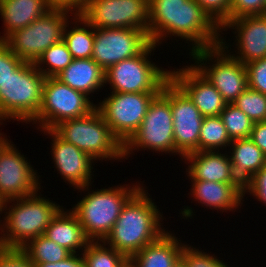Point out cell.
<instances>
[{"mask_svg":"<svg viewBox=\"0 0 266 267\" xmlns=\"http://www.w3.org/2000/svg\"><path fill=\"white\" fill-rule=\"evenodd\" d=\"M51 136V157L55 169L61 178L74 189L91 185L95 160L73 144L67 143L58 137L51 129L38 130ZM93 164V165H92ZM67 181V182H66Z\"/></svg>","mask_w":266,"mask_h":267,"instance_id":"18","label":"cell"},{"mask_svg":"<svg viewBox=\"0 0 266 267\" xmlns=\"http://www.w3.org/2000/svg\"><path fill=\"white\" fill-rule=\"evenodd\" d=\"M209 17L221 28L230 20L231 0H195Z\"/></svg>","mask_w":266,"mask_h":267,"instance_id":"35","label":"cell"},{"mask_svg":"<svg viewBox=\"0 0 266 267\" xmlns=\"http://www.w3.org/2000/svg\"><path fill=\"white\" fill-rule=\"evenodd\" d=\"M51 9L50 0H0V16L5 27L4 34H0V41H5Z\"/></svg>","mask_w":266,"mask_h":267,"instance_id":"22","label":"cell"},{"mask_svg":"<svg viewBox=\"0 0 266 267\" xmlns=\"http://www.w3.org/2000/svg\"><path fill=\"white\" fill-rule=\"evenodd\" d=\"M188 55L194 62L192 65L219 91L228 104L233 103L248 87L245 64L231 56L221 45L199 49Z\"/></svg>","mask_w":266,"mask_h":267,"instance_id":"9","label":"cell"},{"mask_svg":"<svg viewBox=\"0 0 266 267\" xmlns=\"http://www.w3.org/2000/svg\"><path fill=\"white\" fill-rule=\"evenodd\" d=\"M35 267H85L82 254H71L66 259L55 263H33Z\"/></svg>","mask_w":266,"mask_h":267,"instance_id":"42","label":"cell"},{"mask_svg":"<svg viewBox=\"0 0 266 267\" xmlns=\"http://www.w3.org/2000/svg\"><path fill=\"white\" fill-rule=\"evenodd\" d=\"M243 196L250 194L266 206V165L254 174L244 185Z\"/></svg>","mask_w":266,"mask_h":267,"instance_id":"40","label":"cell"},{"mask_svg":"<svg viewBox=\"0 0 266 267\" xmlns=\"http://www.w3.org/2000/svg\"><path fill=\"white\" fill-rule=\"evenodd\" d=\"M185 242L180 257L185 261L186 267H231L224 260L217 258L211 252H204ZM224 261V262H223Z\"/></svg>","mask_w":266,"mask_h":267,"instance_id":"34","label":"cell"},{"mask_svg":"<svg viewBox=\"0 0 266 267\" xmlns=\"http://www.w3.org/2000/svg\"><path fill=\"white\" fill-rule=\"evenodd\" d=\"M0 267H35L21 248L0 247Z\"/></svg>","mask_w":266,"mask_h":267,"instance_id":"39","label":"cell"},{"mask_svg":"<svg viewBox=\"0 0 266 267\" xmlns=\"http://www.w3.org/2000/svg\"><path fill=\"white\" fill-rule=\"evenodd\" d=\"M44 81L34 63L23 62L11 72L0 85V125L10 119L29 124L38 115Z\"/></svg>","mask_w":266,"mask_h":267,"instance_id":"6","label":"cell"},{"mask_svg":"<svg viewBox=\"0 0 266 267\" xmlns=\"http://www.w3.org/2000/svg\"><path fill=\"white\" fill-rule=\"evenodd\" d=\"M172 231H166L129 260L134 267H172L181 255L184 243Z\"/></svg>","mask_w":266,"mask_h":267,"instance_id":"24","label":"cell"},{"mask_svg":"<svg viewBox=\"0 0 266 267\" xmlns=\"http://www.w3.org/2000/svg\"><path fill=\"white\" fill-rule=\"evenodd\" d=\"M51 130L97 162L124 159V146L113 135L97 108L86 116L61 121Z\"/></svg>","mask_w":266,"mask_h":267,"instance_id":"5","label":"cell"},{"mask_svg":"<svg viewBox=\"0 0 266 267\" xmlns=\"http://www.w3.org/2000/svg\"><path fill=\"white\" fill-rule=\"evenodd\" d=\"M82 92L72 89L56 77H45L38 115L31 121L37 129H52L61 121L80 118L96 108Z\"/></svg>","mask_w":266,"mask_h":267,"instance_id":"10","label":"cell"},{"mask_svg":"<svg viewBox=\"0 0 266 267\" xmlns=\"http://www.w3.org/2000/svg\"><path fill=\"white\" fill-rule=\"evenodd\" d=\"M38 192L1 203L0 216H5L0 220V247L22 248L31 239L43 235L63 207L45 198L40 189Z\"/></svg>","mask_w":266,"mask_h":267,"instance_id":"3","label":"cell"},{"mask_svg":"<svg viewBox=\"0 0 266 267\" xmlns=\"http://www.w3.org/2000/svg\"><path fill=\"white\" fill-rule=\"evenodd\" d=\"M219 116L231 140L249 138L254 122L233 103L227 104Z\"/></svg>","mask_w":266,"mask_h":267,"instance_id":"32","label":"cell"},{"mask_svg":"<svg viewBox=\"0 0 266 267\" xmlns=\"http://www.w3.org/2000/svg\"><path fill=\"white\" fill-rule=\"evenodd\" d=\"M81 254L85 267H123L129 261L125 254L106 245L104 241H90Z\"/></svg>","mask_w":266,"mask_h":267,"instance_id":"30","label":"cell"},{"mask_svg":"<svg viewBox=\"0 0 266 267\" xmlns=\"http://www.w3.org/2000/svg\"><path fill=\"white\" fill-rule=\"evenodd\" d=\"M248 87L266 95V57L245 64Z\"/></svg>","mask_w":266,"mask_h":267,"instance_id":"36","label":"cell"},{"mask_svg":"<svg viewBox=\"0 0 266 267\" xmlns=\"http://www.w3.org/2000/svg\"><path fill=\"white\" fill-rule=\"evenodd\" d=\"M21 249L33 263H55L66 259L72 254L44 234L31 239Z\"/></svg>","mask_w":266,"mask_h":267,"instance_id":"28","label":"cell"},{"mask_svg":"<svg viewBox=\"0 0 266 267\" xmlns=\"http://www.w3.org/2000/svg\"><path fill=\"white\" fill-rule=\"evenodd\" d=\"M223 31L231 30L235 44L234 52L231 51L232 45L226 42L225 37L221 36L220 45L235 59L243 64L266 57V14L242 16L227 21L221 28ZM234 30V31H233ZM230 48V49H229Z\"/></svg>","mask_w":266,"mask_h":267,"instance_id":"17","label":"cell"},{"mask_svg":"<svg viewBox=\"0 0 266 267\" xmlns=\"http://www.w3.org/2000/svg\"><path fill=\"white\" fill-rule=\"evenodd\" d=\"M148 36L158 47L168 37L184 39L191 53L220 45L221 29L195 0H149Z\"/></svg>","mask_w":266,"mask_h":267,"instance_id":"1","label":"cell"},{"mask_svg":"<svg viewBox=\"0 0 266 267\" xmlns=\"http://www.w3.org/2000/svg\"><path fill=\"white\" fill-rule=\"evenodd\" d=\"M228 149L234 174L243 185L266 165V155L249 138L232 140Z\"/></svg>","mask_w":266,"mask_h":267,"instance_id":"26","label":"cell"},{"mask_svg":"<svg viewBox=\"0 0 266 267\" xmlns=\"http://www.w3.org/2000/svg\"><path fill=\"white\" fill-rule=\"evenodd\" d=\"M192 183V184H191ZM190 195L200 205L220 212L236 211L241 208L243 199V184H226L205 180H191Z\"/></svg>","mask_w":266,"mask_h":267,"instance_id":"21","label":"cell"},{"mask_svg":"<svg viewBox=\"0 0 266 267\" xmlns=\"http://www.w3.org/2000/svg\"><path fill=\"white\" fill-rule=\"evenodd\" d=\"M123 267H134V265L130 262V260L123 265Z\"/></svg>","mask_w":266,"mask_h":267,"instance_id":"46","label":"cell"},{"mask_svg":"<svg viewBox=\"0 0 266 267\" xmlns=\"http://www.w3.org/2000/svg\"><path fill=\"white\" fill-rule=\"evenodd\" d=\"M91 0H50L52 8L66 9L74 14H80Z\"/></svg>","mask_w":266,"mask_h":267,"instance_id":"41","label":"cell"},{"mask_svg":"<svg viewBox=\"0 0 266 267\" xmlns=\"http://www.w3.org/2000/svg\"><path fill=\"white\" fill-rule=\"evenodd\" d=\"M72 60L67 45L61 40L44 51L34 64L45 77H56Z\"/></svg>","mask_w":266,"mask_h":267,"instance_id":"31","label":"cell"},{"mask_svg":"<svg viewBox=\"0 0 266 267\" xmlns=\"http://www.w3.org/2000/svg\"><path fill=\"white\" fill-rule=\"evenodd\" d=\"M151 43L148 33L134 28H94L92 59L105 71L139 55Z\"/></svg>","mask_w":266,"mask_h":267,"instance_id":"15","label":"cell"},{"mask_svg":"<svg viewBox=\"0 0 266 267\" xmlns=\"http://www.w3.org/2000/svg\"><path fill=\"white\" fill-rule=\"evenodd\" d=\"M24 61L15 55L4 42L0 41V85H2L11 72L15 71Z\"/></svg>","mask_w":266,"mask_h":267,"instance_id":"38","label":"cell"},{"mask_svg":"<svg viewBox=\"0 0 266 267\" xmlns=\"http://www.w3.org/2000/svg\"><path fill=\"white\" fill-rule=\"evenodd\" d=\"M144 187L126 202L110 234L104 240L106 245L128 258L167 231L161 223L163 214Z\"/></svg>","mask_w":266,"mask_h":267,"instance_id":"2","label":"cell"},{"mask_svg":"<svg viewBox=\"0 0 266 267\" xmlns=\"http://www.w3.org/2000/svg\"><path fill=\"white\" fill-rule=\"evenodd\" d=\"M65 209L62 207L52 218L44 235L69 250L72 254H78V252L80 254L87 247L90 240L87 238L77 216L70 209Z\"/></svg>","mask_w":266,"mask_h":267,"instance_id":"23","label":"cell"},{"mask_svg":"<svg viewBox=\"0 0 266 267\" xmlns=\"http://www.w3.org/2000/svg\"><path fill=\"white\" fill-rule=\"evenodd\" d=\"M132 185L118 184L113 187L94 189L96 191L91 190L92 184L76 188L80 193L83 191L85 197L82 196V199H79L70 210L77 216L90 241L106 239L123 206L144 184L136 182Z\"/></svg>","mask_w":266,"mask_h":267,"instance_id":"4","label":"cell"},{"mask_svg":"<svg viewBox=\"0 0 266 267\" xmlns=\"http://www.w3.org/2000/svg\"><path fill=\"white\" fill-rule=\"evenodd\" d=\"M172 267H186L185 261L179 257L178 260L172 265Z\"/></svg>","mask_w":266,"mask_h":267,"instance_id":"44","label":"cell"},{"mask_svg":"<svg viewBox=\"0 0 266 267\" xmlns=\"http://www.w3.org/2000/svg\"><path fill=\"white\" fill-rule=\"evenodd\" d=\"M198 151L183 157L187 177L190 180H205L226 184H242L234 174L227 151ZM187 161V162H186Z\"/></svg>","mask_w":266,"mask_h":267,"instance_id":"20","label":"cell"},{"mask_svg":"<svg viewBox=\"0 0 266 267\" xmlns=\"http://www.w3.org/2000/svg\"><path fill=\"white\" fill-rule=\"evenodd\" d=\"M70 19L74 22L68 20L62 40L67 45L73 59L91 58L94 46V28L80 14H74ZM69 24L74 25L70 26Z\"/></svg>","mask_w":266,"mask_h":267,"instance_id":"27","label":"cell"},{"mask_svg":"<svg viewBox=\"0 0 266 267\" xmlns=\"http://www.w3.org/2000/svg\"><path fill=\"white\" fill-rule=\"evenodd\" d=\"M161 91L170 99L175 149L183 157L191 152H198L204 116L171 79L162 86Z\"/></svg>","mask_w":266,"mask_h":267,"instance_id":"16","label":"cell"},{"mask_svg":"<svg viewBox=\"0 0 266 267\" xmlns=\"http://www.w3.org/2000/svg\"><path fill=\"white\" fill-rule=\"evenodd\" d=\"M254 123L266 121V95L247 87L233 102Z\"/></svg>","mask_w":266,"mask_h":267,"instance_id":"33","label":"cell"},{"mask_svg":"<svg viewBox=\"0 0 266 267\" xmlns=\"http://www.w3.org/2000/svg\"><path fill=\"white\" fill-rule=\"evenodd\" d=\"M249 139L266 155V121L254 123Z\"/></svg>","mask_w":266,"mask_h":267,"instance_id":"43","label":"cell"},{"mask_svg":"<svg viewBox=\"0 0 266 267\" xmlns=\"http://www.w3.org/2000/svg\"><path fill=\"white\" fill-rule=\"evenodd\" d=\"M156 48L151 42L139 55L110 66L105 71V85L110 84L117 93L160 92L170 79V71L150 60Z\"/></svg>","mask_w":266,"mask_h":267,"instance_id":"7","label":"cell"},{"mask_svg":"<svg viewBox=\"0 0 266 267\" xmlns=\"http://www.w3.org/2000/svg\"><path fill=\"white\" fill-rule=\"evenodd\" d=\"M232 140L220 116H205L199 135V151L227 150Z\"/></svg>","mask_w":266,"mask_h":267,"instance_id":"29","label":"cell"},{"mask_svg":"<svg viewBox=\"0 0 266 267\" xmlns=\"http://www.w3.org/2000/svg\"><path fill=\"white\" fill-rule=\"evenodd\" d=\"M80 15L93 28H134L148 33L149 0H91Z\"/></svg>","mask_w":266,"mask_h":267,"instance_id":"13","label":"cell"},{"mask_svg":"<svg viewBox=\"0 0 266 267\" xmlns=\"http://www.w3.org/2000/svg\"><path fill=\"white\" fill-rule=\"evenodd\" d=\"M173 130L170 99L160 91L149 104L139 129L124 145V159L128 160L136 151L153 150L159 154H179L182 161L183 156L175 149Z\"/></svg>","mask_w":266,"mask_h":267,"instance_id":"8","label":"cell"},{"mask_svg":"<svg viewBox=\"0 0 266 267\" xmlns=\"http://www.w3.org/2000/svg\"><path fill=\"white\" fill-rule=\"evenodd\" d=\"M56 78L88 97L105 87V70L92 58L73 59Z\"/></svg>","mask_w":266,"mask_h":267,"instance_id":"25","label":"cell"},{"mask_svg":"<svg viewBox=\"0 0 266 267\" xmlns=\"http://www.w3.org/2000/svg\"><path fill=\"white\" fill-rule=\"evenodd\" d=\"M264 14H266V0H231L230 20Z\"/></svg>","mask_w":266,"mask_h":267,"instance_id":"37","label":"cell"},{"mask_svg":"<svg viewBox=\"0 0 266 267\" xmlns=\"http://www.w3.org/2000/svg\"><path fill=\"white\" fill-rule=\"evenodd\" d=\"M9 139L0 147V201L27 197L41 189V177Z\"/></svg>","mask_w":266,"mask_h":267,"instance_id":"14","label":"cell"},{"mask_svg":"<svg viewBox=\"0 0 266 267\" xmlns=\"http://www.w3.org/2000/svg\"><path fill=\"white\" fill-rule=\"evenodd\" d=\"M110 93L96 104V108L124 146L139 129L149 104L159 92L117 93L110 90Z\"/></svg>","mask_w":266,"mask_h":267,"instance_id":"12","label":"cell"},{"mask_svg":"<svg viewBox=\"0 0 266 267\" xmlns=\"http://www.w3.org/2000/svg\"><path fill=\"white\" fill-rule=\"evenodd\" d=\"M71 16L74 13L69 10L52 8L27 27L17 30L4 42L22 61L35 63L44 51L62 40L65 25Z\"/></svg>","mask_w":266,"mask_h":267,"instance_id":"11","label":"cell"},{"mask_svg":"<svg viewBox=\"0 0 266 267\" xmlns=\"http://www.w3.org/2000/svg\"><path fill=\"white\" fill-rule=\"evenodd\" d=\"M0 132V147L8 140L7 135Z\"/></svg>","mask_w":266,"mask_h":267,"instance_id":"45","label":"cell"},{"mask_svg":"<svg viewBox=\"0 0 266 267\" xmlns=\"http://www.w3.org/2000/svg\"><path fill=\"white\" fill-rule=\"evenodd\" d=\"M170 79L205 116H218L228 104L219 91L191 64L170 69Z\"/></svg>","mask_w":266,"mask_h":267,"instance_id":"19","label":"cell"}]
</instances>
